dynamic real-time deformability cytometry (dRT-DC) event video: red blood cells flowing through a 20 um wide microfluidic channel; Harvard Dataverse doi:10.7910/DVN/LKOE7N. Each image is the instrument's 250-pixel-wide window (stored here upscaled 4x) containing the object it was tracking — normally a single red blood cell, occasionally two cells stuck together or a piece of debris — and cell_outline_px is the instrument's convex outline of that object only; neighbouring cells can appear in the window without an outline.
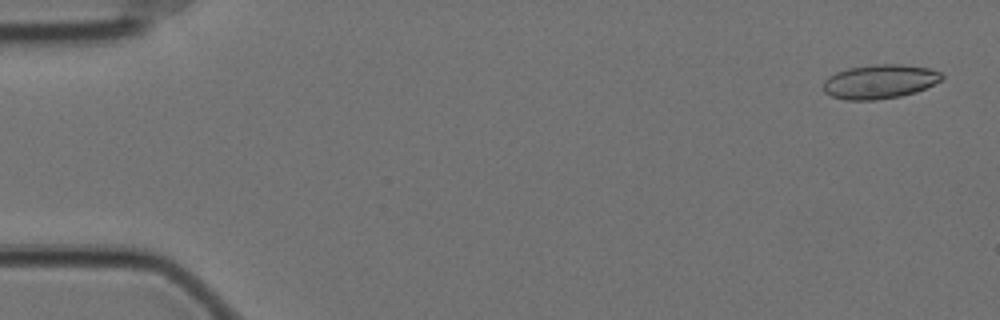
{"species": "Egyptian fruit bat (a non-hibernating species)", "species_latin": "Rousettus aegyptiacus", "temperature_condition": "cold", "stored_images_in_passage": 57, "camera_frame_rate_fps": 3000, "um_per_image_px": 0.085, "animal": {"sex": "female"}, "frame": {"image": 1, "passage_image": 2, "time_ms": 0.333, "image_size_px": [1000, 320], "cell_outline_px": [[944, 80], [916, 92], [900, 96], [876, 100], [844, 100], [832, 96], [824, 92], [824, 80], [828, 76], [836, 72], [848, 68], [876, 64], [900, 64], [928, 68], [940, 72], [944, 76]], "centroid_in_image_um": [74.79, 6.94], "position_along_channel_um": 10.2, "area_um2": 23.7}}
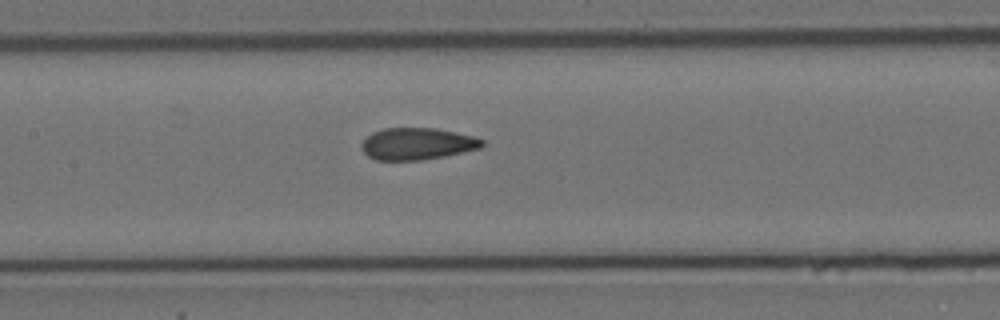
{"frame": {"image": 2, "passage_image": 27, "time_ms": 8.667, "image_size_px": [1000, 320], "cell_outline_px": [[484, 144], [480, 148], [444, 156], [420, 160], [376, 160], [368, 156], [364, 152], [364, 140], [372, 132], [384, 128], [436, 128], [456, 132], [472, 136], [484, 140]], "centroid_in_image_um": [35.48, 12.22], "position_along_channel_um": 171.9, "area_um2": 22.14}}
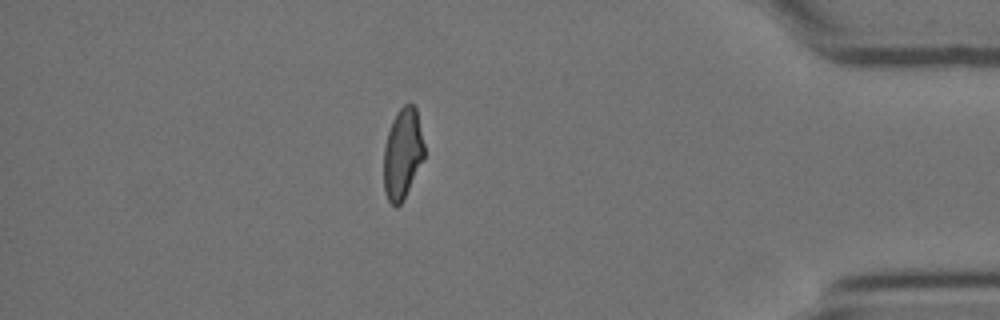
{"frame": {"image": 3, "passage_image": 50, "time_ms": 16.333, "image_size_px": [1000, 320], "cell_outline_px": [[424, 160], [400, 204], [396, 208], [388, 200], [384, 192], [384, 144], [392, 120], [396, 112], [404, 104], [412, 104], [416, 108], [424, 144]], "centroid_in_image_um": [34.21, 13.05], "position_along_channel_um": 401.0, "area_um2": 21.39}, "authors_computed_cell_mechanics": {"area_um2": 22.7732, "velocity_mm_per_s": 3.5002, "shape_relaxation_time_tau1_ms": 6.9945, "shape_relaxation_time_tau2_ms": 1.4806, "deformation_change_tau1": 0.1624, "deformation_change_tau2": 0.0822}}